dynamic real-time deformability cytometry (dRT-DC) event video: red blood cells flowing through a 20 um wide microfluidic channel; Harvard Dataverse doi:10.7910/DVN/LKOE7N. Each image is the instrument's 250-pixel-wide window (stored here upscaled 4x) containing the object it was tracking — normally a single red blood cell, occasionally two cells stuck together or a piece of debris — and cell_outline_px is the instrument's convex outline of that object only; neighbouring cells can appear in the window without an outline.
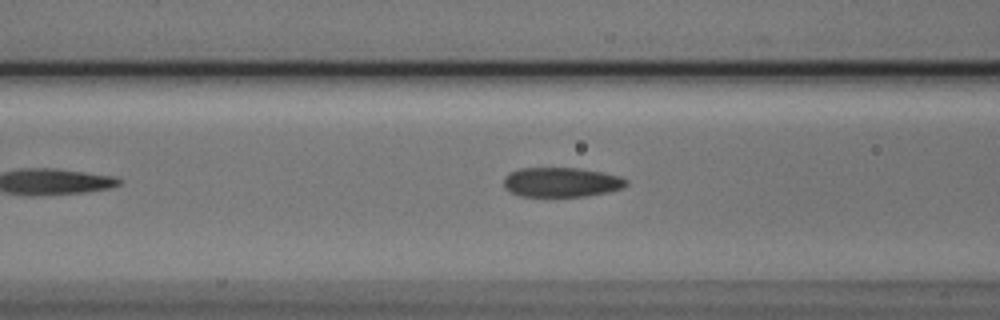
{"species": "Egyptian fruit bat (a non-hibernating species)", "species_latin": "Rousettus aegyptiacus", "temperature_condition": "cold", "stored_images_in_passage": 7, "camera_frame_rate_fps": 3000, "um_per_image_px": 0.085, "animal": {"sex": "male"}, "frame": {"image": 1, "passage_image": 4, "time_ms": 1.0, "image_size_px": [1000, 320], "cell_outline_px": [[628, 184], [624, 188], [608, 192], [584, 196], [520, 196], [508, 192], [504, 188], [504, 176], [508, 172], [520, 168], [576, 168], [600, 172], [620, 176], [628, 180]], "centroid_in_image_um": [47.68, 15.49], "position_along_channel_um": 118.9, "area_um2": 21.27}}